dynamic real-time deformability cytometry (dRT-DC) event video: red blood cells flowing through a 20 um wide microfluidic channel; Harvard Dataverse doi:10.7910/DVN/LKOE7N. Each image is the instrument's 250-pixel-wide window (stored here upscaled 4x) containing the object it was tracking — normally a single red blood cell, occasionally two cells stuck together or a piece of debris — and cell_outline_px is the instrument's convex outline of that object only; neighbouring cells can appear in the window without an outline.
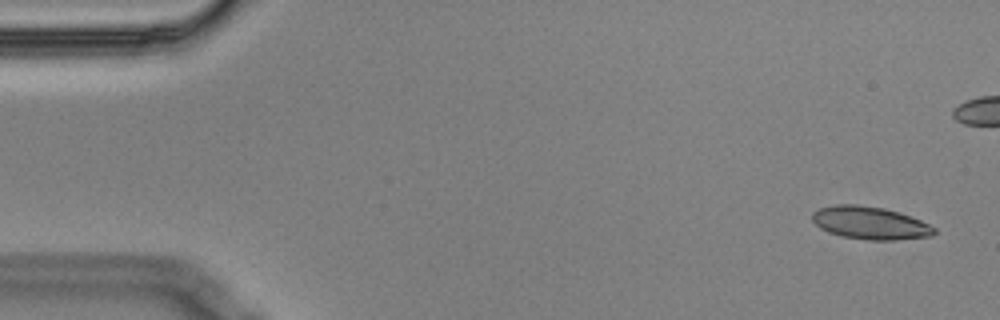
{"species": "Egyptian fruit bat (a non-hibernating species)", "species_latin": "Rousettus aegyptiacus", "temperature_condition": "cold", "stored_images_in_passage": 6, "camera_frame_rate_fps": 3000, "um_per_image_px": 0.085, "animal": {"sex": "male"}, "frame": {"image": 1, "passage_image": 1, "time_ms": 0.0, "image_size_px": [1000, 320], "cell_outline_px": [[936, 232], [932, 236], [896, 240], [868, 240], [844, 236], [828, 232], [820, 228], [812, 220], [812, 212], [820, 208], [836, 204], [856, 204], [884, 208], [920, 220], [936, 228]], "centroid_in_image_um": [73.95, 18.95], "position_along_channel_um": 11.1, "area_um2": 23.12}}